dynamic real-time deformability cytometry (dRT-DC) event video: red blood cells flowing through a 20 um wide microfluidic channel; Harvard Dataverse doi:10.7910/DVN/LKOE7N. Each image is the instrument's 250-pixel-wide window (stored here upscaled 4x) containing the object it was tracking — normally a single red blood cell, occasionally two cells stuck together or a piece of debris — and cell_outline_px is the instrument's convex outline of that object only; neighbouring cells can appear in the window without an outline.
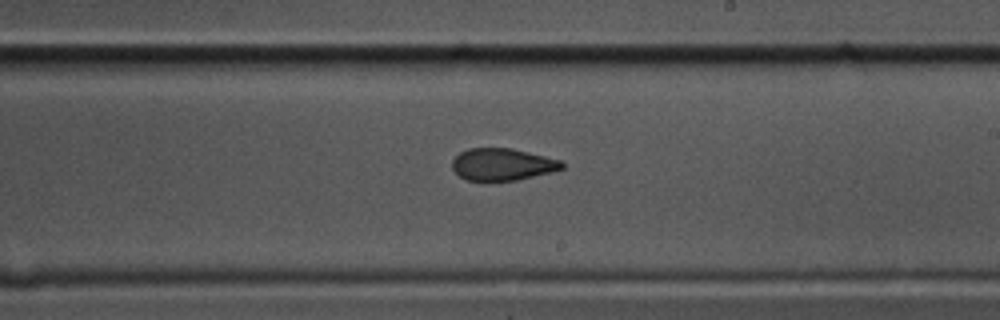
{"species": "common noctule bat (a hibernating species)", "species_latin": "Nyctalus noctula", "temperature_condition": "cold", "stored_images_in_passage": 40, "camera_frame_rate_fps": 3000, "um_per_image_px": 0.085, "animal": {"sex": "male", "body_mass_g": 17.5, "forearm_length_mm": 52.3}, "frame": {"image": 1, "passage_image": 17, "time_ms": 5.333, "image_size_px": [1000, 320], "cell_outline_px": [[564, 168], [552, 172], [516, 180], [464, 180], [452, 168], [452, 160], [460, 152], [468, 148], [512, 148], [560, 160], [564, 164]], "centroid_in_image_um": [42.69, 13.97], "position_along_channel_um": 246.3, "area_um2": 20.4}}
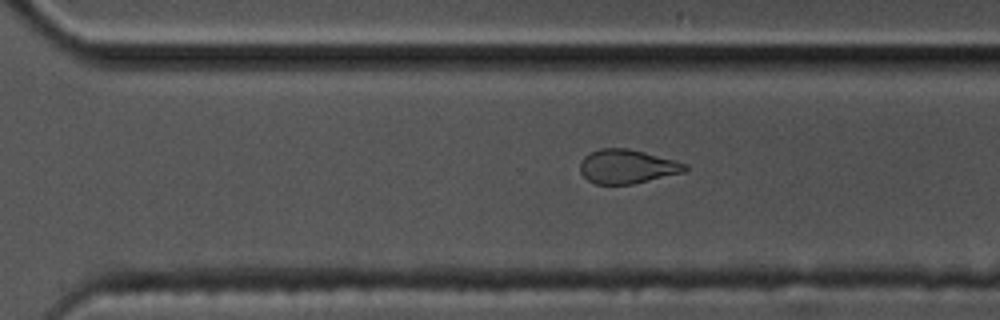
{"frame": {"image": 2, "passage_image": 23, "time_ms": 7.333, "image_size_px": [1000, 320], "cell_outline_px": [[688, 168], [684, 172], [632, 184], [596, 184], [588, 180], [580, 172], [580, 164], [584, 156], [600, 148], [628, 148], [676, 160], [688, 164]], "centroid_in_image_um": [53.32, 14.15], "position_along_channel_um": 317.3, "area_um2": 20.75}}
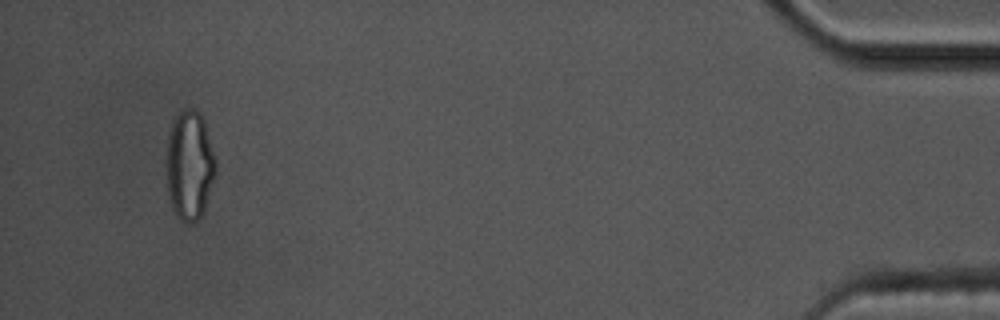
{"frame": {"image": 3, "passage_image": 38, "time_ms": 12.333, "image_size_px": [1000, 320], "cell_outline_px": [[216, 172], [204, 208], [200, 216], [196, 220], [188, 224], [180, 220], [172, 208], [168, 196], [164, 164], [168, 136], [172, 120], [184, 108], [192, 108], [200, 112], [204, 120], [216, 160]], "centroid_in_image_um": [16.07, 14.02], "position_along_channel_um": 419.1, "area_um2": 31.96}}